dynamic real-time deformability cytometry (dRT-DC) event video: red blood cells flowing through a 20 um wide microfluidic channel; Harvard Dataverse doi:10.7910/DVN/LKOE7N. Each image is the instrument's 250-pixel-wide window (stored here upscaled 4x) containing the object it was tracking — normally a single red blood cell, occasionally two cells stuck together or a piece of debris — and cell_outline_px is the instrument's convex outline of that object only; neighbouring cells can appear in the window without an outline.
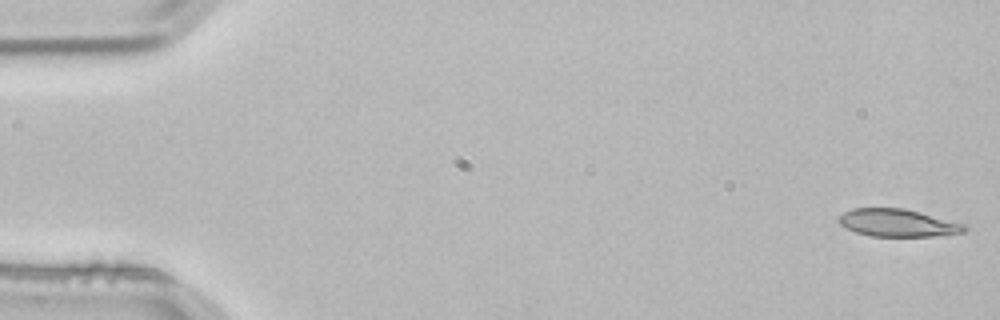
{"species": "common noctule bat (a hibernating species)", "species_latin": "Nyctalus noctula", "temperature_condition": "room temperature", "stored_images_in_passage": 4, "camera_frame_rate_fps": 3000, "um_per_image_px": 0.085, "animal": {"sex": "male", "body_mass_g": 21.5, "forearm_length_mm": 52.0}, "frame": {"image": 1, "passage_image": 1, "time_ms": 0.0, "image_size_px": [1000, 320], "cell_outline_px": [[968, 228], [964, 232], [932, 236], [868, 236], [856, 232], [840, 224], [836, 220], [836, 216], [852, 208], [904, 208], [968, 224]], "centroid_in_image_um": [76.3, 18.94], "position_along_channel_um": 8.7, "area_um2": 20.4}}
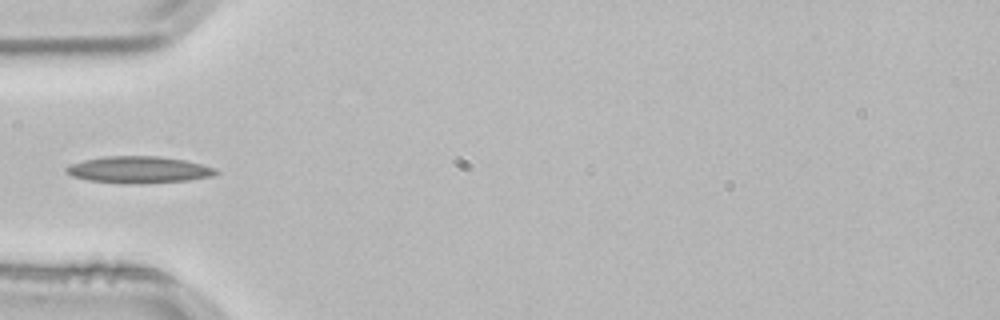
{"frame": {"image": 2, "passage_image": 4, "time_ms": 1.0, "image_size_px": [1000, 320], "cell_outline_px": [[220, 172], [212, 176], [188, 180], [128, 184], [124, 184], [88, 180], [72, 176], [64, 172], [64, 168], [68, 164], [84, 160], [104, 156], [160, 156], [184, 160], [216, 168]], "centroid_in_image_um": [11.74, 14.42], "position_along_channel_um": 73.3, "area_um2": 23.41}}